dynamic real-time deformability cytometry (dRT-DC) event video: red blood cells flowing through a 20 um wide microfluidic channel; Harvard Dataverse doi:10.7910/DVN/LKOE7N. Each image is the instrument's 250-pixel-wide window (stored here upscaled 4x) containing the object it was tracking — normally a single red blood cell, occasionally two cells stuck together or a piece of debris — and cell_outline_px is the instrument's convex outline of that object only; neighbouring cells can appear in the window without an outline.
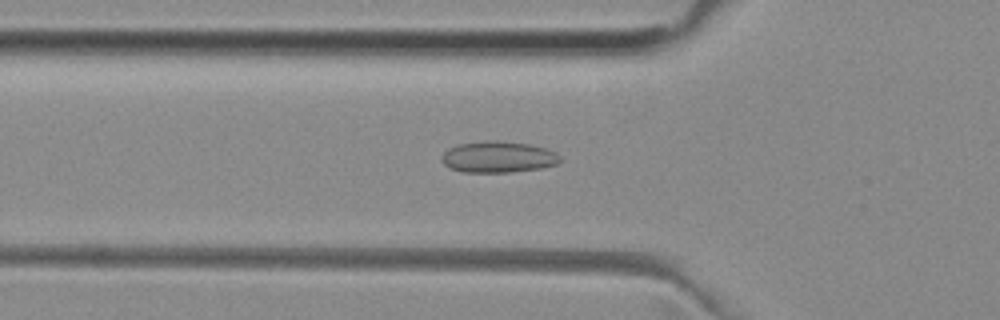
{"species": "common noctule bat (a hibernating species)", "species_latin": "Nyctalus noctula", "temperature_condition": "room temperature", "stored_images_in_passage": 51, "camera_frame_rate_fps": 3000, "um_per_image_px": 0.085, "animal": {"sex": "female", "body_mass_g": 29.2, "forearm_length_mm": 56.3}, "frame": {"image": 1, "passage_image": 17, "time_ms": 5.333, "image_size_px": [1000, 320], "cell_outline_px": [[560, 160], [556, 164], [540, 168], [512, 172], [460, 172], [444, 164], [440, 156], [448, 148], [460, 144], [484, 140], [496, 140], [528, 144], [548, 148], [556, 152], [560, 156]], "centroid_in_image_um": [42.34, 13.33], "position_along_channel_um": 83.5, "area_um2": 21.68}}
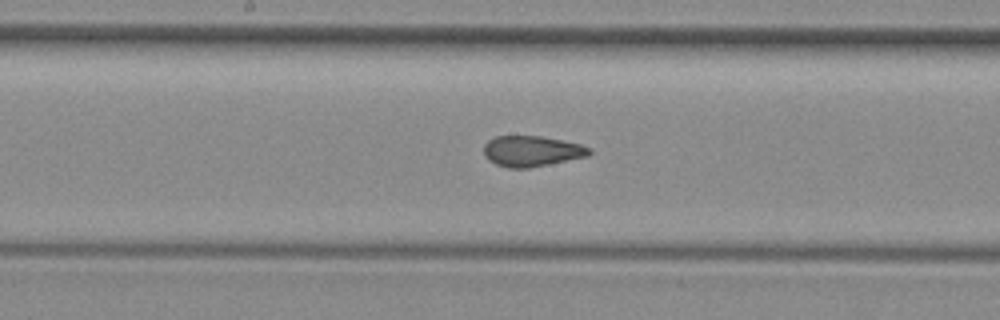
{"frame": {"image": 2, "passage_image": 26, "time_ms": 8.333, "image_size_px": [1000, 320], "cell_outline_px": [[592, 152], [588, 156], [528, 168], [508, 168], [496, 164], [488, 160], [484, 156], [484, 144], [488, 140], [496, 136], [540, 136], [580, 144], [592, 148]], "centroid_in_image_um": [45.18, 12.85], "position_along_channel_um": 203.0, "area_um2": 18.84}}
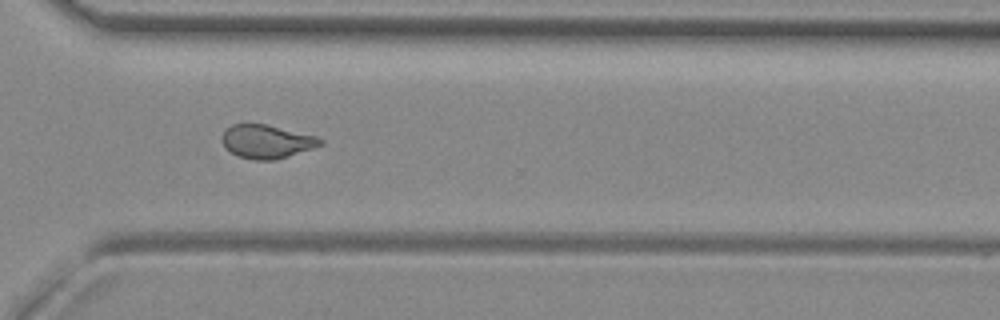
{"frame": {"image": 3, "passage_image": 37, "time_ms": 12.0, "image_size_px": [1000, 320], "cell_outline_px": [[324, 144], [276, 160], [256, 160], [240, 156], [224, 148], [220, 140], [220, 136], [224, 128], [232, 124], [268, 124], [316, 136], [324, 140]], "centroid_in_image_um": [22.63, 12.01], "position_along_channel_um": 348.0, "area_um2": 19.42}, "authors_computed_cell_mechanics": {"area_um2": 19.7676, "velocity_mm_per_s": 3.9615, "shape_relaxation_time_tau1_ms": null, "shape_relaxation_time_tau2_ms": 1.5054, "deformation_change_tau1": null, "deformation_change_tau2": 0.0762}}